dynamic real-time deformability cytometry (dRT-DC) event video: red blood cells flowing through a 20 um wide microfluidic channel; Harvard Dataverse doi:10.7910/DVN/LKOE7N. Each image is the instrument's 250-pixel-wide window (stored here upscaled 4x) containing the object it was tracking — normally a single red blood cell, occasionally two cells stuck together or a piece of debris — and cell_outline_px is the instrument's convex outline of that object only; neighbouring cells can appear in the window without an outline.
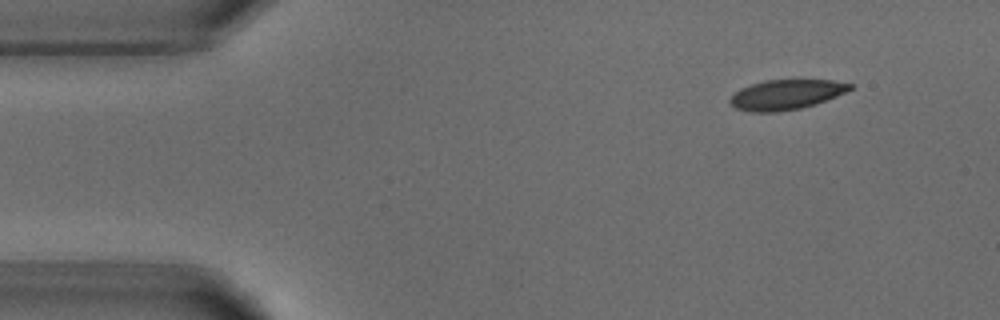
{"species": "common noctule bat (a hibernating species)", "species_latin": "Nyctalus noctula", "temperature_condition": "warm", "stored_images_in_passage": 4, "camera_frame_rate_fps": 3000, "um_per_image_px": 0.085, "animal": {"sex": "male", "body_mass_g": 18.8}, "frame": {"image": 1, "passage_image": 2, "time_ms": 1.0, "image_size_px": [1000, 320], "cell_outline_px": [[852, 88], [836, 96], [816, 104], [800, 108], [776, 112], [752, 112], [736, 108], [728, 100], [740, 88], [764, 80], [832, 80], [852, 84]], "centroid_in_image_um": [66.81, 8.04], "position_along_channel_um": 18.2, "area_um2": 20.69}}